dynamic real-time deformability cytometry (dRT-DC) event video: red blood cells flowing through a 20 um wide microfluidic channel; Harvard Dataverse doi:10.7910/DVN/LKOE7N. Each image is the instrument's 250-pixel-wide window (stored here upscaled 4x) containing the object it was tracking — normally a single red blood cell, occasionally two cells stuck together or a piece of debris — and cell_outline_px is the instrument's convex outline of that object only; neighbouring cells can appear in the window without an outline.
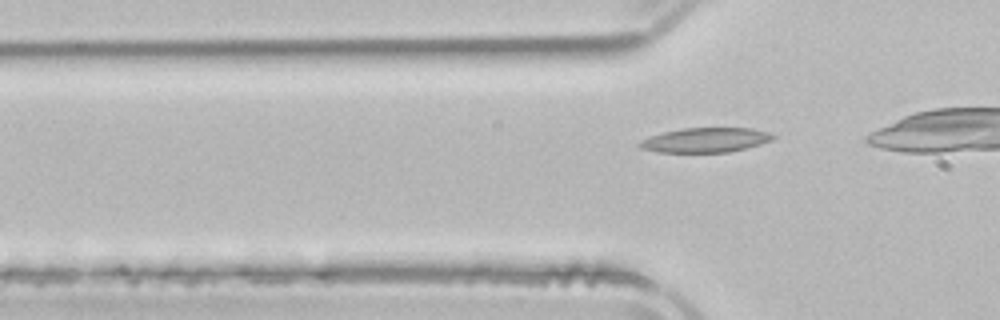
{"species": "common noctule bat (a hibernating species)", "species_latin": "Nyctalus noctula", "temperature_condition": "room temperature", "stored_images_in_passage": 5, "segment_of_instrument_passage": [2, 2], "camera_frame_rate_fps": 3000, "um_per_image_px": 0.085, "animal": {"sex": "male", "body_mass_g": 21.5, "forearm_length_mm": 52.0}, "frame": {"image": 1, "passage_image": 5, "time_ms": 6.333, "image_size_px": [1000, 320], "cell_outline_px": [[776, 136], [772, 140], [760, 144], [728, 152], [660, 152], [640, 148], [636, 144], [640, 140], [664, 132], [684, 128], [752, 128], [768, 132]], "centroid_in_image_um": [59.96, 11.9], "position_along_channel_um": 65.8, "area_um2": 18.96}}